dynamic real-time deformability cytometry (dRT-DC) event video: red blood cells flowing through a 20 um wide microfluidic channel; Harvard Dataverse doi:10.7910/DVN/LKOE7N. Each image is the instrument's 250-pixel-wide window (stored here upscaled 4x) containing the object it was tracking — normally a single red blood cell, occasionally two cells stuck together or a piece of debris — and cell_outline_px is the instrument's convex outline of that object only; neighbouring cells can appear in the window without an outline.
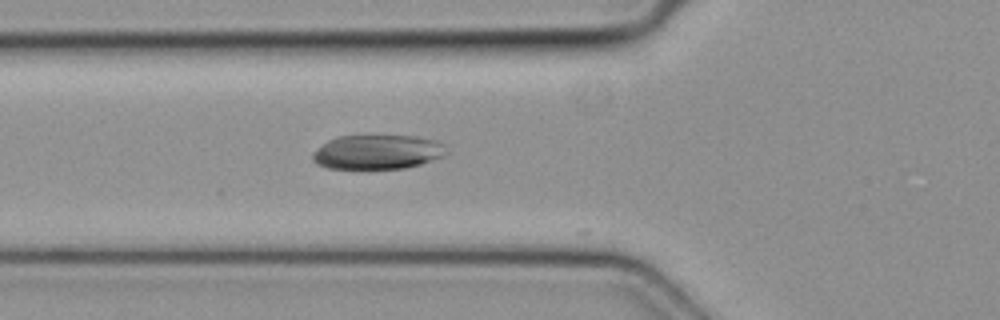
{"species": "common noctule bat (a hibernating species)", "species_latin": "Nyctalus noctula", "temperature_condition": "cold", "stored_images_in_passage": 19, "camera_frame_rate_fps": 3000, "um_per_image_px": 0.085, "animal": {"sex": "female", "body_mass_g": 19.3, "forearm_length_mm": 54.1}, "frame": {"image": 1, "passage_image": 13, "time_ms": 4.0, "image_size_px": [1000, 320], "cell_outline_px": [[448, 152], [444, 156], [420, 164], [404, 168], [368, 172], [364, 172], [328, 168], [316, 164], [312, 160], [312, 152], [328, 140], [336, 136], [416, 136], [436, 140], [444, 144]], "centroid_in_image_um": [32.04, 12.97], "position_along_channel_um": 93.8, "area_um2": 27.98}}
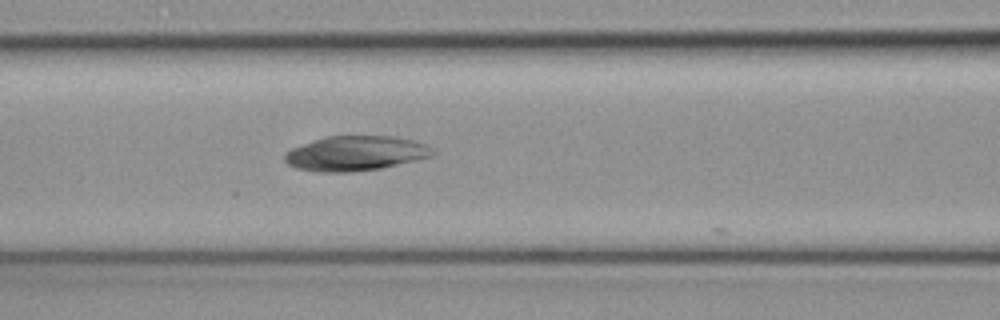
{"frame": {"image": 2, "passage_image": 16, "time_ms": 5.0, "image_size_px": [1000, 320], "cell_outline_px": [[436, 152], [432, 156], [416, 160], [380, 168], [352, 172], [320, 172], [296, 168], [288, 164], [284, 160], [284, 152], [292, 148], [324, 136], [396, 136], [428, 144], [436, 148]], "centroid_in_image_um": [30.25, 13.03], "position_along_channel_um": 136.4, "area_um2": 30.23}}